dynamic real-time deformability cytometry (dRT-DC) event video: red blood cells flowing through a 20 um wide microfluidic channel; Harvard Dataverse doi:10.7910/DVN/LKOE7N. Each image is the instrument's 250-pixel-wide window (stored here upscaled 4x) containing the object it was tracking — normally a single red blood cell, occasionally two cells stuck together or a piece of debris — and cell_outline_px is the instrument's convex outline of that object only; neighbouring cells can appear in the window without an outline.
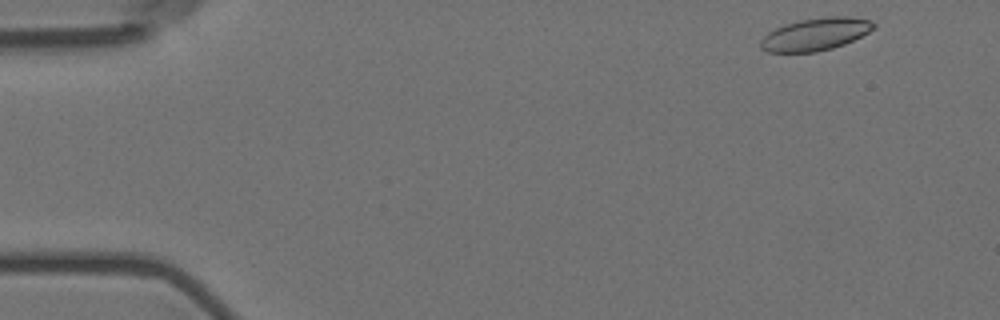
{"species": "Egyptian fruit bat (a non-hibernating species)", "species_latin": "Rousettus aegyptiacus", "temperature_condition": "room temperature", "stored_images_in_passage": 4, "camera_frame_rate_fps": 3000, "um_per_image_px": 0.085, "animal": {"sex": "female"}, "frame": {"image": 1, "passage_image": 1, "time_ms": 0.0, "image_size_px": [1000, 320], "cell_outline_px": [[876, 28], [844, 44], [832, 48], [816, 52], [768, 52], [760, 48], [760, 40], [768, 32], [784, 24], [800, 20], [828, 16], [848, 16], [872, 20], [876, 24]], "centroid_in_image_um": [69.32, 2.9], "position_along_channel_um": 15.7, "area_um2": 21.44}}